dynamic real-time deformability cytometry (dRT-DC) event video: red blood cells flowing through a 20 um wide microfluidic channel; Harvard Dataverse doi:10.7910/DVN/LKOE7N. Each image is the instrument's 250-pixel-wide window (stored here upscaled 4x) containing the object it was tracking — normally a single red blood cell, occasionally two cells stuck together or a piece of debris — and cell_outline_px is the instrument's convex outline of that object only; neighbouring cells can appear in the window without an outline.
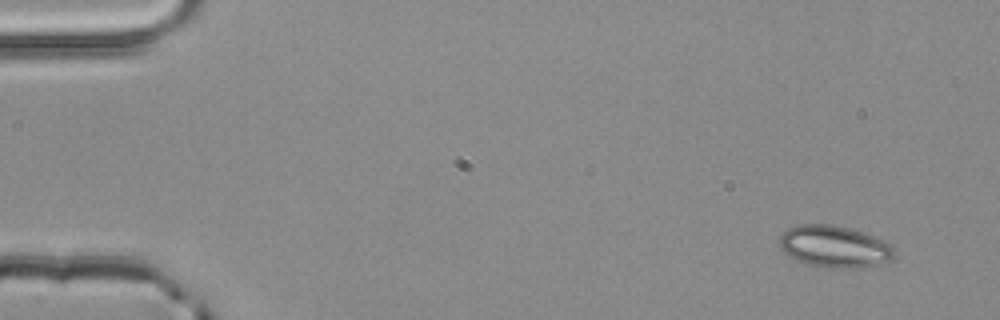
{"species": "common noctule bat (a hibernating species)", "species_latin": "Nyctalus noctula", "temperature_condition": "room temperature", "stored_images_in_passage": 4, "camera_frame_rate_fps": 3000, "um_per_image_px": 0.085, "animal": {"sex": "male", "body_mass_g": 20.4}, "frame": {"image": 1, "passage_image": 1, "time_ms": 0.0, "image_size_px": [1000, 320], "cell_outline_px": [[896, 252], [888, 260], [876, 264], [840, 268], [836, 268], [804, 264], [784, 252], [780, 248], [780, 236], [788, 228], [800, 224], [828, 224], [848, 228], [884, 240], [892, 244]], "centroid_in_image_um": [70.89, 20.94], "position_along_channel_um": 14.1, "area_um2": 27.46}}
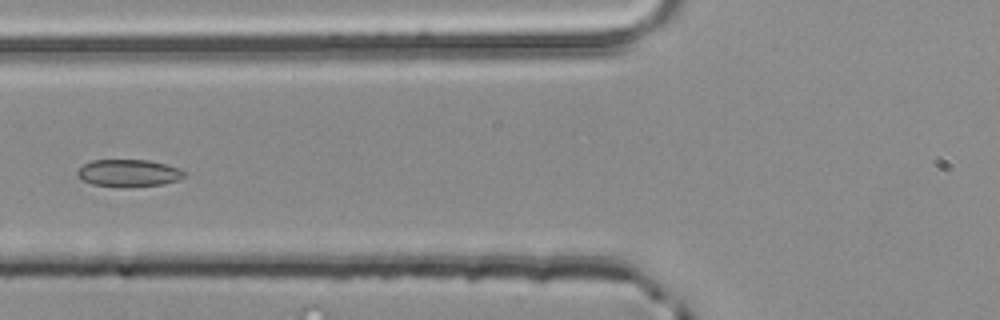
{"frame": {"image": 2, "passage_image": 4, "time_ms": 1.0, "image_size_px": [1000, 320], "cell_outline_px": [[184, 176], [176, 180], [164, 184], [92, 184], [84, 180], [76, 172], [84, 164], [92, 160], [148, 160], [180, 168], [184, 172]], "centroid_in_image_um": [10.95, 14.65], "position_along_channel_um": 114.9, "area_um2": 15.84}}